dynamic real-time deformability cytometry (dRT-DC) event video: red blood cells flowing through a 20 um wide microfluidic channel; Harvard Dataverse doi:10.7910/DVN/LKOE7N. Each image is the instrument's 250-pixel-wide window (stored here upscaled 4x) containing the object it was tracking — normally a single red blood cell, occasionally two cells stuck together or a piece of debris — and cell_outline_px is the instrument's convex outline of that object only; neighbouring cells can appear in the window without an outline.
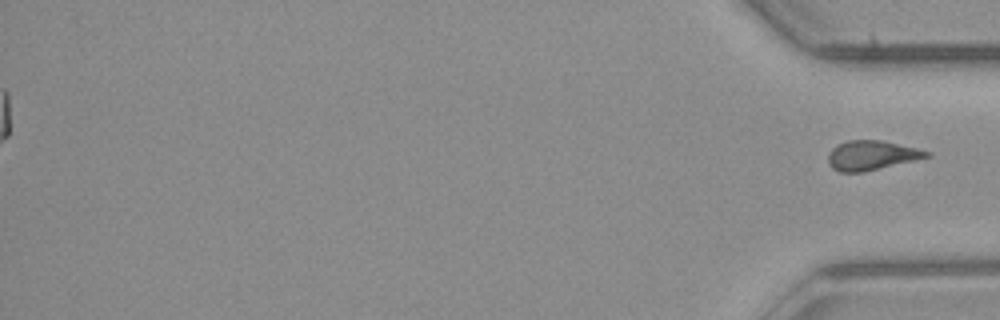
{"species": "common noctule bat (a hibernating species)", "species_latin": "Nyctalus noctula", "temperature_condition": "room temperature", "stored_images_in_passage": 53, "segment_of_instrument_passage": [2, 2], "camera_frame_rate_fps": 3000, "um_per_image_px": 0.085, "animal": {"sex": "male", "body_mass_g": 23.1, "forearm_length_mm": 52.7}, "frame": {"image": 1, "passage_image": 53, "time_ms": 17.333, "image_size_px": [1000, 320], "cell_outline_px": [[932, 156], [916, 160], [864, 172], [840, 172], [832, 168], [828, 164], [828, 152], [836, 144], [848, 140], [880, 140], [916, 148], [932, 152]], "centroid_in_image_um": [74.07, 13.21], "position_along_channel_um": 361.1, "area_um2": 17.05}}